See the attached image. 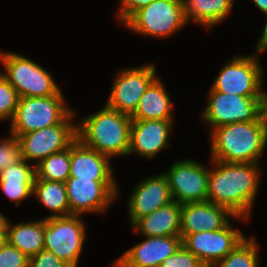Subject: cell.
<instances>
[{"label":"cell","mask_w":267,"mask_h":267,"mask_svg":"<svg viewBox=\"0 0 267 267\" xmlns=\"http://www.w3.org/2000/svg\"><path fill=\"white\" fill-rule=\"evenodd\" d=\"M207 201L249 219L260 184L259 163H225L210 160Z\"/></svg>","instance_id":"1"},{"label":"cell","mask_w":267,"mask_h":267,"mask_svg":"<svg viewBox=\"0 0 267 267\" xmlns=\"http://www.w3.org/2000/svg\"><path fill=\"white\" fill-rule=\"evenodd\" d=\"M211 160L225 163H258L267 146L261 116L251 122H237L210 132Z\"/></svg>","instance_id":"2"},{"label":"cell","mask_w":267,"mask_h":267,"mask_svg":"<svg viewBox=\"0 0 267 267\" xmlns=\"http://www.w3.org/2000/svg\"><path fill=\"white\" fill-rule=\"evenodd\" d=\"M131 116L105 106L77 124V138L87 147L111 159L128 156Z\"/></svg>","instance_id":"3"},{"label":"cell","mask_w":267,"mask_h":267,"mask_svg":"<svg viewBox=\"0 0 267 267\" xmlns=\"http://www.w3.org/2000/svg\"><path fill=\"white\" fill-rule=\"evenodd\" d=\"M2 76L14 87L20 98L56 95L61 89L52 74L34 60L15 52L0 51Z\"/></svg>","instance_id":"4"},{"label":"cell","mask_w":267,"mask_h":267,"mask_svg":"<svg viewBox=\"0 0 267 267\" xmlns=\"http://www.w3.org/2000/svg\"><path fill=\"white\" fill-rule=\"evenodd\" d=\"M66 103L61 90L52 96L19 98L9 132L17 138L64 122L74 112Z\"/></svg>","instance_id":"5"},{"label":"cell","mask_w":267,"mask_h":267,"mask_svg":"<svg viewBox=\"0 0 267 267\" xmlns=\"http://www.w3.org/2000/svg\"><path fill=\"white\" fill-rule=\"evenodd\" d=\"M182 0H155L135 11L123 25L133 33L169 38L187 24Z\"/></svg>","instance_id":"6"},{"label":"cell","mask_w":267,"mask_h":267,"mask_svg":"<svg viewBox=\"0 0 267 267\" xmlns=\"http://www.w3.org/2000/svg\"><path fill=\"white\" fill-rule=\"evenodd\" d=\"M259 54L234 56L221 68L208 92L263 96V72Z\"/></svg>","instance_id":"7"},{"label":"cell","mask_w":267,"mask_h":267,"mask_svg":"<svg viewBox=\"0 0 267 267\" xmlns=\"http://www.w3.org/2000/svg\"><path fill=\"white\" fill-rule=\"evenodd\" d=\"M86 235L81 215L44 218V249L71 267H78Z\"/></svg>","instance_id":"8"},{"label":"cell","mask_w":267,"mask_h":267,"mask_svg":"<svg viewBox=\"0 0 267 267\" xmlns=\"http://www.w3.org/2000/svg\"><path fill=\"white\" fill-rule=\"evenodd\" d=\"M263 96H240L222 92H209L201 116L210 132L219 126L237 122H251L261 116Z\"/></svg>","instance_id":"9"},{"label":"cell","mask_w":267,"mask_h":267,"mask_svg":"<svg viewBox=\"0 0 267 267\" xmlns=\"http://www.w3.org/2000/svg\"><path fill=\"white\" fill-rule=\"evenodd\" d=\"M74 111L64 122L31 131L17 137L21 157L35 165L51 154L63 151L77 139V124H74ZM32 160V161H31Z\"/></svg>","instance_id":"10"},{"label":"cell","mask_w":267,"mask_h":267,"mask_svg":"<svg viewBox=\"0 0 267 267\" xmlns=\"http://www.w3.org/2000/svg\"><path fill=\"white\" fill-rule=\"evenodd\" d=\"M65 184L70 215L105 213L120 194L116 179L69 177Z\"/></svg>","instance_id":"11"},{"label":"cell","mask_w":267,"mask_h":267,"mask_svg":"<svg viewBox=\"0 0 267 267\" xmlns=\"http://www.w3.org/2000/svg\"><path fill=\"white\" fill-rule=\"evenodd\" d=\"M109 93L108 107L132 116L149 85L158 77L154 63L118 70Z\"/></svg>","instance_id":"12"},{"label":"cell","mask_w":267,"mask_h":267,"mask_svg":"<svg viewBox=\"0 0 267 267\" xmlns=\"http://www.w3.org/2000/svg\"><path fill=\"white\" fill-rule=\"evenodd\" d=\"M173 201L180 204L207 201L209 168L196 160H177L163 173Z\"/></svg>","instance_id":"13"},{"label":"cell","mask_w":267,"mask_h":267,"mask_svg":"<svg viewBox=\"0 0 267 267\" xmlns=\"http://www.w3.org/2000/svg\"><path fill=\"white\" fill-rule=\"evenodd\" d=\"M246 236L241 229H234L230 222L222 229L187 234L182 245L200 262H213L225 258Z\"/></svg>","instance_id":"14"},{"label":"cell","mask_w":267,"mask_h":267,"mask_svg":"<svg viewBox=\"0 0 267 267\" xmlns=\"http://www.w3.org/2000/svg\"><path fill=\"white\" fill-rule=\"evenodd\" d=\"M232 218L249 219L235 216L228 208L209 201L182 204L180 234L182 239L191 233L215 231L224 228Z\"/></svg>","instance_id":"15"},{"label":"cell","mask_w":267,"mask_h":267,"mask_svg":"<svg viewBox=\"0 0 267 267\" xmlns=\"http://www.w3.org/2000/svg\"><path fill=\"white\" fill-rule=\"evenodd\" d=\"M182 246L181 236L143 237L114 262V267H159Z\"/></svg>","instance_id":"16"},{"label":"cell","mask_w":267,"mask_h":267,"mask_svg":"<svg viewBox=\"0 0 267 267\" xmlns=\"http://www.w3.org/2000/svg\"><path fill=\"white\" fill-rule=\"evenodd\" d=\"M128 199V216L131 226L158 208L173 202L167 177L161 173L140 181Z\"/></svg>","instance_id":"17"},{"label":"cell","mask_w":267,"mask_h":267,"mask_svg":"<svg viewBox=\"0 0 267 267\" xmlns=\"http://www.w3.org/2000/svg\"><path fill=\"white\" fill-rule=\"evenodd\" d=\"M173 120H132L128 156L153 159L169 146Z\"/></svg>","instance_id":"18"},{"label":"cell","mask_w":267,"mask_h":267,"mask_svg":"<svg viewBox=\"0 0 267 267\" xmlns=\"http://www.w3.org/2000/svg\"><path fill=\"white\" fill-rule=\"evenodd\" d=\"M111 158L85 146L78 138L70 145V177L116 179Z\"/></svg>","instance_id":"19"},{"label":"cell","mask_w":267,"mask_h":267,"mask_svg":"<svg viewBox=\"0 0 267 267\" xmlns=\"http://www.w3.org/2000/svg\"><path fill=\"white\" fill-rule=\"evenodd\" d=\"M181 211L182 204L173 201L139 218L132 228L143 237L181 236Z\"/></svg>","instance_id":"20"},{"label":"cell","mask_w":267,"mask_h":267,"mask_svg":"<svg viewBox=\"0 0 267 267\" xmlns=\"http://www.w3.org/2000/svg\"><path fill=\"white\" fill-rule=\"evenodd\" d=\"M132 120H174L171 97L158 76L142 95Z\"/></svg>","instance_id":"21"},{"label":"cell","mask_w":267,"mask_h":267,"mask_svg":"<svg viewBox=\"0 0 267 267\" xmlns=\"http://www.w3.org/2000/svg\"><path fill=\"white\" fill-rule=\"evenodd\" d=\"M187 22L213 28L232 12L234 0H182Z\"/></svg>","instance_id":"22"},{"label":"cell","mask_w":267,"mask_h":267,"mask_svg":"<svg viewBox=\"0 0 267 267\" xmlns=\"http://www.w3.org/2000/svg\"><path fill=\"white\" fill-rule=\"evenodd\" d=\"M8 241L29 258L44 249V219L10 223Z\"/></svg>","instance_id":"23"},{"label":"cell","mask_w":267,"mask_h":267,"mask_svg":"<svg viewBox=\"0 0 267 267\" xmlns=\"http://www.w3.org/2000/svg\"><path fill=\"white\" fill-rule=\"evenodd\" d=\"M33 196L38 199L41 205L49 209L50 212L52 211V214L47 216V218L70 215V206L65 183L35 179Z\"/></svg>","instance_id":"24"},{"label":"cell","mask_w":267,"mask_h":267,"mask_svg":"<svg viewBox=\"0 0 267 267\" xmlns=\"http://www.w3.org/2000/svg\"><path fill=\"white\" fill-rule=\"evenodd\" d=\"M36 178L65 183L70 177V147L51 154L35 165Z\"/></svg>","instance_id":"25"},{"label":"cell","mask_w":267,"mask_h":267,"mask_svg":"<svg viewBox=\"0 0 267 267\" xmlns=\"http://www.w3.org/2000/svg\"><path fill=\"white\" fill-rule=\"evenodd\" d=\"M259 245L253 236L246 237L225 258L218 261L217 267H259Z\"/></svg>","instance_id":"26"},{"label":"cell","mask_w":267,"mask_h":267,"mask_svg":"<svg viewBox=\"0 0 267 267\" xmlns=\"http://www.w3.org/2000/svg\"><path fill=\"white\" fill-rule=\"evenodd\" d=\"M35 178V164L23 158L0 172V183H34Z\"/></svg>","instance_id":"27"},{"label":"cell","mask_w":267,"mask_h":267,"mask_svg":"<svg viewBox=\"0 0 267 267\" xmlns=\"http://www.w3.org/2000/svg\"><path fill=\"white\" fill-rule=\"evenodd\" d=\"M19 98L14 87L0 73V121H12Z\"/></svg>","instance_id":"28"},{"label":"cell","mask_w":267,"mask_h":267,"mask_svg":"<svg viewBox=\"0 0 267 267\" xmlns=\"http://www.w3.org/2000/svg\"><path fill=\"white\" fill-rule=\"evenodd\" d=\"M9 133L7 138L0 140V172L22 159L19 141Z\"/></svg>","instance_id":"29"},{"label":"cell","mask_w":267,"mask_h":267,"mask_svg":"<svg viewBox=\"0 0 267 267\" xmlns=\"http://www.w3.org/2000/svg\"><path fill=\"white\" fill-rule=\"evenodd\" d=\"M34 183H0L2 192L18 207L25 199L33 196Z\"/></svg>","instance_id":"30"},{"label":"cell","mask_w":267,"mask_h":267,"mask_svg":"<svg viewBox=\"0 0 267 267\" xmlns=\"http://www.w3.org/2000/svg\"><path fill=\"white\" fill-rule=\"evenodd\" d=\"M0 267H29V257L8 243L0 250Z\"/></svg>","instance_id":"31"},{"label":"cell","mask_w":267,"mask_h":267,"mask_svg":"<svg viewBox=\"0 0 267 267\" xmlns=\"http://www.w3.org/2000/svg\"><path fill=\"white\" fill-rule=\"evenodd\" d=\"M199 259L183 245L172 255L165 259L159 267H195Z\"/></svg>","instance_id":"32"},{"label":"cell","mask_w":267,"mask_h":267,"mask_svg":"<svg viewBox=\"0 0 267 267\" xmlns=\"http://www.w3.org/2000/svg\"><path fill=\"white\" fill-rule=\"evenodd\" d=\"M29 267H71L52 251L43 249L29 258Z\"/></svg>","instance_id":"33"},{"label":"cell","mask_w":267,"mask_h":267,"mask_svg":"<svg viewBox=\"0 0 267 267\" xmlns=\"http://www.w3.org/2000/svg\"><path fill=\"white\" fill-rule=\"evenodd\" d=\"M120 7L117 18L123 24L139 8L149 5L155 0H119Z\"/></svg>","instance_id":"34"},{"label":"cell","mask_w":267,"mask_h":267,"mask_svg":"<svg viewBox=\"0 0 267 267\" xmlns=\"http://www.w3.org/2000/svg\"><path fill=\"white\" fill-rule=\"evenodd\" d=\"M267 18V14L265 15ZM256 54L263 53L264 51H267V21L264 25V29L262 31V34L258 40V43H256Z\"/></svg>","instance_id":"35"},{"label":"cell","mask_w":267,"mask_h":267,"mask_svg":"<svg viewBox=\"0 0 267 267\" xmlns=\"http://www.w3.org/2000/svg\"><path fill=\"white\" fill-rule=\"evenodd\" d=\"M261 118L264 125L265 136L267 139V100L263 97L261 103Z\"/></svg>","instance_id":"36"},{"label":"cell","mask_w":267,"mask_h":267,"mask_svg":"<svg viewBox=\"0 0 267 267\" xmlns=\"http://www.w3.org/2000/svg\"><path fill=\"white\" fill-rule=\"evenodd\" d=\"M9 226L10 221H8L6 215L0 212V234H8Z\"/></svg>","instance_id":"37"},{"label":"cell","mask_w":267,"mask_h":267,"mask_svg":"<svg viewBox=\"0 0 267 267\" xmlns=\"http://www.w3.org/2000/svg\"><path fill=\"white\" fill-rule=\"evenodd\" d=\"M252 3L257 7L263 14H267V0H252Z\"/></svg>","instance_id":"38"},{"label":"cell","mask_w":267,"mask_h":267,"mask_svg":"<svg viewBox=\"0 0 267 267\" xmlns=\"http://www.w3.org/2000/svg\"><path fill=\"white\" fill-rule=\"evenodd\" d=\"M8 243V234H0V250L3 249Z\"/></svg>","instance_id":"39"},{"label":"cell","mask_w":267,"mask_h":267,"mask_svg":"<svg viewBox=\"0 0 267 267\" xmlns=\"http://www.w3.org/2000/svg\"><path fill=\"white\" fill-rule=\"evenodd\" d=\"M195 267H217V264L213 262H199Z\"/></svg>","instance_id":"40"},{"label":"cell","mask_w":267,"mask_h":267,"mask_svg":"<svg viewBox=\"0 0 267 267\" xmlns=\"http://www.w3.org/2000/svg\"><path fill=\"white\" fill-rule=\"evenodd\" d=\"M263 97L267 100V91L265 92V90L263 92Z\"/></svg>","instance_id":"41"}]
</instances>
